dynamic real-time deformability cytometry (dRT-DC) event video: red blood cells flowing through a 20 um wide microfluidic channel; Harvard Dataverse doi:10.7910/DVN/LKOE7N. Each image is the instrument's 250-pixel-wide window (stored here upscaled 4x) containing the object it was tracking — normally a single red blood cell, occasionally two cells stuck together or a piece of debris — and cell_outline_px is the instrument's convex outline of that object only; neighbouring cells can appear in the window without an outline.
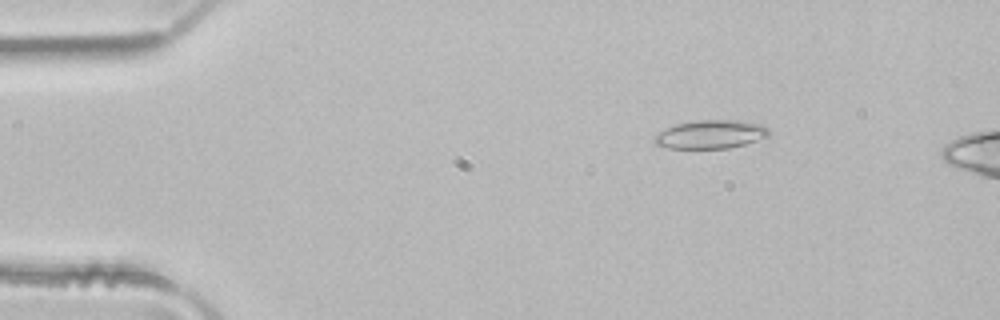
{"species": "common noctule bat (a hibernating species)", "species_latin": "Nyctalus noctula", "temperature_condition": "room temperature", "stored_images_in_passage": 5, "camera_frame_rate_fps": 3000, "um_per_image_px": 0.085, "animal": {"sex": "male", "body_mass_g": 21.5, "forearm_length_mm": 52.0}, "frame": {"image": 1, "passage_image": 2, "time_ms": 0.333, "image_size_px": [1000, 320], "cell_outline_px": [[768, 136], [744, 144], [728, 148], [668, 148], [656, 144], [652, 140], [652, 136], [676, 124], [696, 120], [740, 120], [764, 124], [768, 128]], "centroid_in_image_um": [60.4, 11.41], "position_along_channel_um": 24.6, "area_um2": 18.96}}
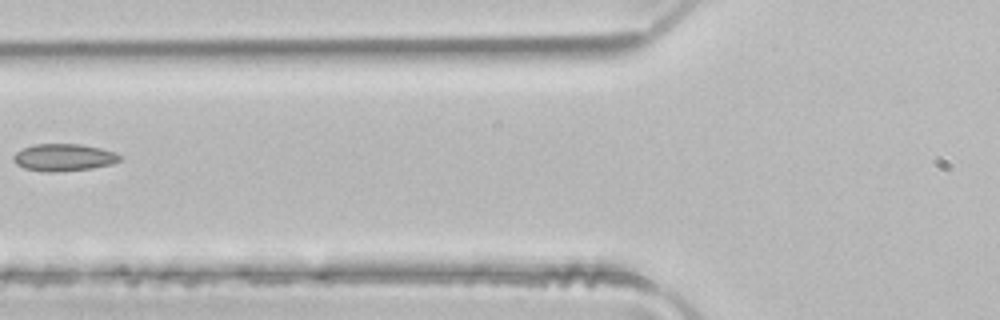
{"frame": {"image": 2, "passage_image": 5, "time_ms": 1.333, "image_size_px": [1000, 320], "cell_outline_px": [[124, 156], [120, 160], [112, 164], [92, 168], [56, 172], [44, 172], [24, 168], [16, 164], [12, 160], [12, 156], [16, 152], [24, 148], [36, 144], [80, 144], [100, 148], [116, 152]], "centroid_in_image_um": [5.43, 13.38], "position_along_channel_um": 120.4, "area_um2": 16.99}}